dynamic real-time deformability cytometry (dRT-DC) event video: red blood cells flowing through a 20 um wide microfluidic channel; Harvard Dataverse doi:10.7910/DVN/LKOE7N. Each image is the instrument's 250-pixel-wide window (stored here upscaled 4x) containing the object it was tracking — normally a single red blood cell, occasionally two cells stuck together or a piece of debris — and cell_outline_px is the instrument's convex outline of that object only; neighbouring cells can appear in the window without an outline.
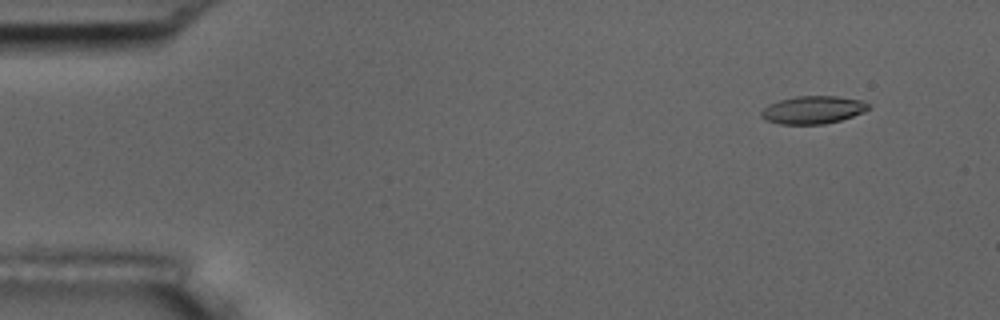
{"species": "common noctule bat (a hibernating species)", "species_latin": "Nyctalus noctula", "temperature_condition": "room temperature", "stored_images_in_passage": 5, "camera_frame_rate_fps": 3000, "um_per_image_px": 0.085, "animal": {"sex": "male", "body_mass_g": 17.5, "forearm_length_mm": 52.3}, "frame": {"image": 1, "passage_image": 2, "time_ms": 1.333, "image_size_px": [1000, 320], "cell_outline_px": [[872, 108], [864, 112], [840, 120], [824, 124], [780, 124], [764, 120], [760, 116], [760, 112], [768, 104], [780, 100], [796, 96], [836, 96], [864, 100]], "centroid_in_image_um": [69.1, 9.33], "position_along_channel_um": 15.9, "area_um2": 17.51}}
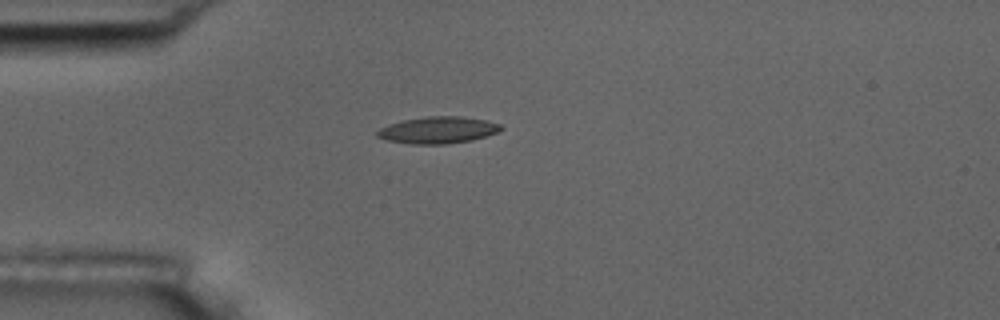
{"frame": {"image": 2, "passage_image": 5, "time_ms": 4.667, "image_size_px": [1000, 320], "cell_outline_px": [[504, 128], [496, 132], [472, 140], [448, 144], [412, 144], [388, 140], [376, 136], [376, 132], [380, 128], [388, 124], [404, 120], [428, 116], [460, 116], [484, 120], [500, 124]], "centroid_in_image_um": [37.21, 11.05], "position_along_channel_um": 47.8, "area_um2": 19.13}}